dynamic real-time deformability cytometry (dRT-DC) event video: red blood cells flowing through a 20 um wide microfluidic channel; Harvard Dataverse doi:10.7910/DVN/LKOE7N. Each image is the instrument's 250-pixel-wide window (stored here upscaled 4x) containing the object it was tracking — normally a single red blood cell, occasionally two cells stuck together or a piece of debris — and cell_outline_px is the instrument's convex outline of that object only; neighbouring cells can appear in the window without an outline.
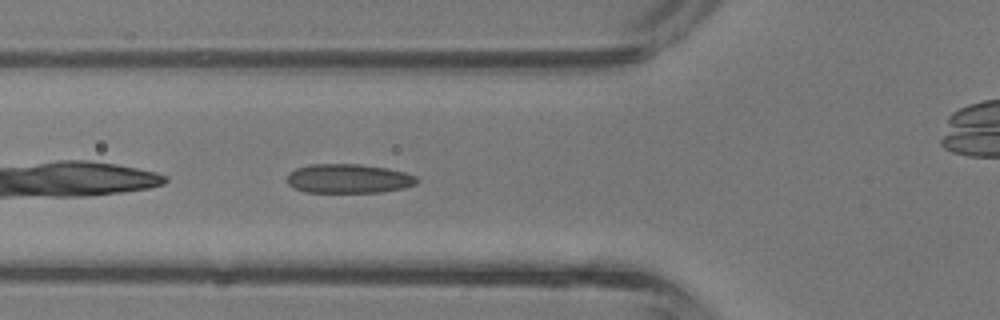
{"species": "common noctule bat (a hibernating species)", "species_latin": "Nyctalus noctula", "temperature_condition": "room temperature", "stored_images_in_passage": 28, "camera_frame_rate_fps": 3000, "um_per_image_px": 0.085, "animal": {"sex": "male", "body_mass_g": 13.3}, "frame": {"image": 1, "passage_image": 3, "time_ms": 0.667, "image_size_px": [1000, 320], "cell_outline_px": [[420, 180], [416, 184], [404, 188], [380, 192], [304, 192], [288, 184], [288, 172], [296, 168], [308, 164], [360, 164], [388, 168], [404, 172], [416, 176]], "centroid_in_image_um": [29.64, 15.17], "position_along_channel_um": 96.2, "area_um2": 22.2}}
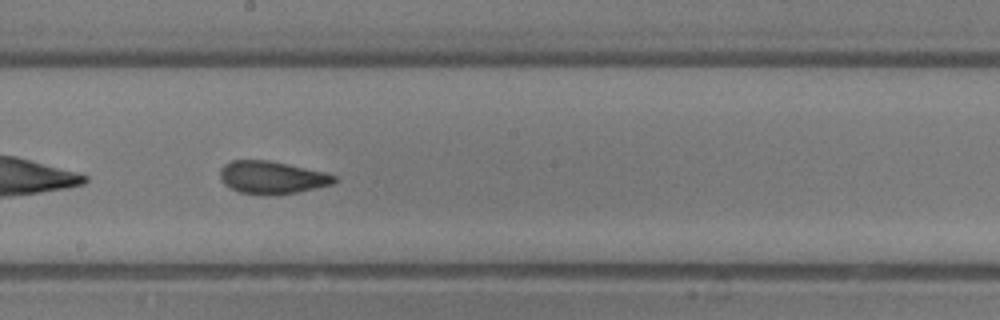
{"frame": {"image": 2, "passage_image": 11, "time_ms": 3.333, "image_size_px": [1000, 320], "cell_outline_px": [[340, 180], [332, 184], [316, 188], [276, 196], [240, 192], [224, 184], [220, 176], [220, 168], [224, 164], [232, 160], [268, 160], [328, 172], [336, 176]], "centroid_in_image_um": [23.16, 15.08], "position_along_channel_um": 225.0, "area_um2": 21.96}}
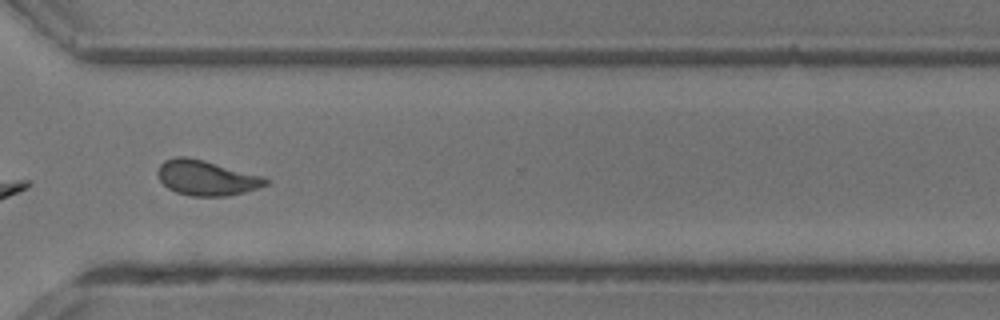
{"frame": {"image": 3, "passage_image": 19, "time_ms": 6.0, "image_size_px": [1000, 320], "cell_outline_px": [[268, 184], [244, 192], [224, 196], [192, 196], [176, 192], [168, 188], [160, 180], [156, 172], [160, 164], [164, 160], [176, 156], [184, 156], [204, 160], [264, 176], [268, 180]], "centroid_in_image_um": [17.52, 15.11], "position_along_channel_um": 353.1, "area_um2": 22.02}, "authors_computed_cell_mechanics": {"area_um2": 21.4727, "velocity_mm_per_s": 4.8075, "shape_relaxation_time_tau1_ms": 8.8363, "shape_relaxation_time_tau2_ms": 1.1239, "deformation_change_tau1": 0.2278, "deformation_change_tau2": 0.0649}}